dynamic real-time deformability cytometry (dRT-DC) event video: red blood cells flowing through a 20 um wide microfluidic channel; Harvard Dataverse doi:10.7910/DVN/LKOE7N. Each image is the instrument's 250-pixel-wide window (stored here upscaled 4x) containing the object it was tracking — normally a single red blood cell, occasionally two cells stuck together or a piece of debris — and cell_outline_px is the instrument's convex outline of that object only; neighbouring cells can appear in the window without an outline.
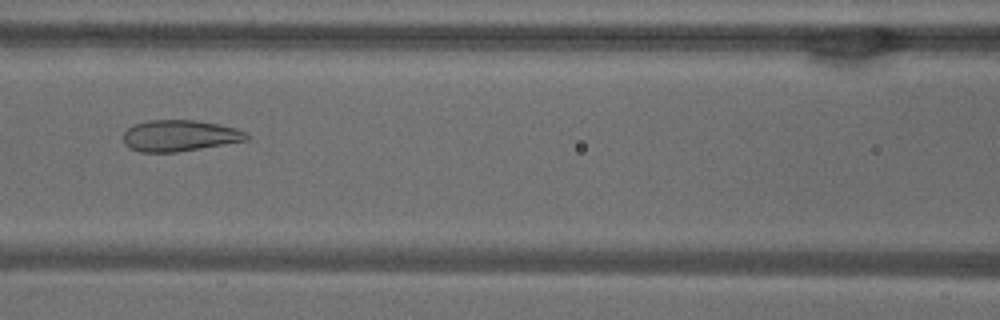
{"species": "common noctule bat (a hibernating species)", "species_latin": "Nyctalus noctula", "temperature_condition": "warm", "stored_images_in_passage": 30, "camera_frame_rate_fps": 3000, "um_per_image_px": 0.085, "animal": {"sex": "male", "body_mass_g": 18.8}, "frame": {"image": 1, "passage_image": 12, "time_ms": 3.667, "image_size_px": [1000, 320], "cell_outline_px": [[248, 140], [176, 152], [140, 152], [128, 148], [124, 144], [124, 132], [128, 128], [136, 124], [148, 120], [196, 120], [236, 128], [248, 132]], "centroid_in_image_um": [15.26, 11.53], "position_along_channel_um": 151.3, "area_um2": 22.37}}
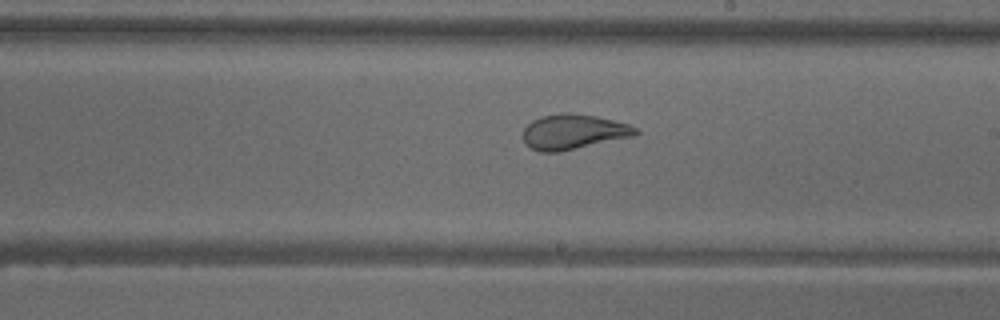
{"frame": {"image": 2, "passage_image": 19, "time_ms": 6.0, "image_size_px": [1000, 320], "cell_outline_px": [[640, 132], [636, 136], [560, 152], [540, 152], [532, 148], [524, 140], [524, 128], [532, 120], [544, 116], [568, 112], [596, 116], [628, 124], [636, 128]], "centroid_in_image_um": [48.78, 11.21], "position_along_channel_um": 240.2, "area_um2": 22.89}}
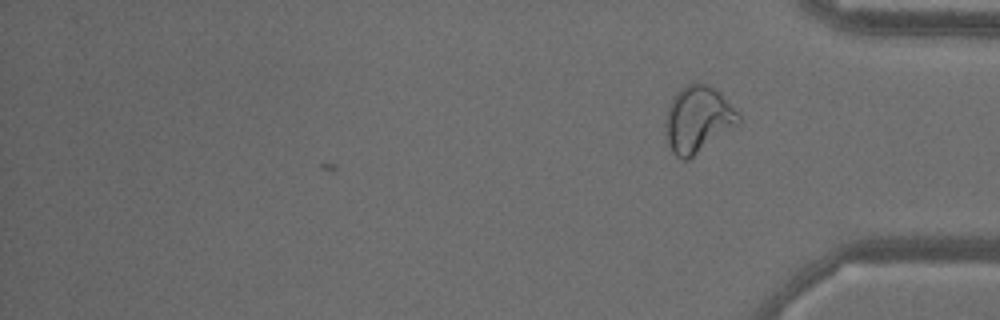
{"frame": {"image": 3, "passage_image": 30, "time_ms": 9.667, "image_size_px": [1000, 320], "cell_outline_px": [[740, 124], [688, 160], [680, 160], [672, 152], [668, 144], [664, 132], [664, 124], [668, 108], [672, 96], [684, 84], [704, 84], [720, 92], [740, 112]], "centroid_in_image_um": [59.32, 10.16], "position_along_channel_um": 375.9, "area_um2": 28.73}, "authors_computed_cell_mechanics": {"area_um2": 22.8599, "velocity_mm_per_s": 3.8234, "shape_relaxation_time_tau1_ms": 10.5579, "shape_relaxation_time_tau2_ms": 0.7466, "deformation_change_tau1": 0.2554, "deformation_change_tau2": 0.0659}}